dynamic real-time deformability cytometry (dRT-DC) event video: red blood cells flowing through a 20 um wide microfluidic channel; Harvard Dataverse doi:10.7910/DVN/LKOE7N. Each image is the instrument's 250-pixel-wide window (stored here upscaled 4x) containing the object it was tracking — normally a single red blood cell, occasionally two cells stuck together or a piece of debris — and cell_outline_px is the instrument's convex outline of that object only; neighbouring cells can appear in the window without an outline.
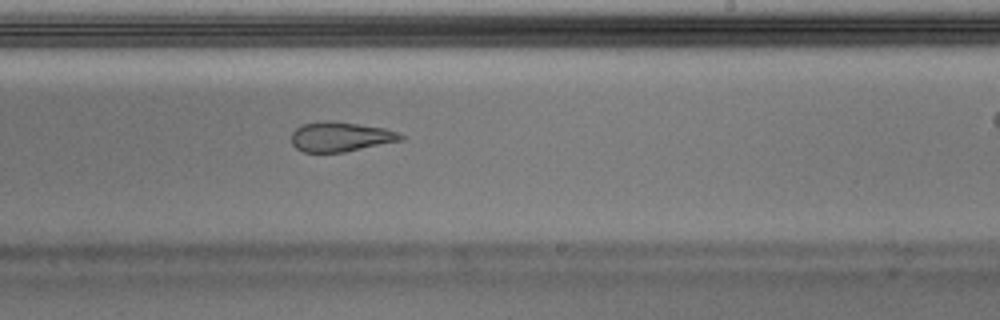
{"species": "Egyptian fruit bat (a non-hibernating species)", "species_latin": "Rousettus aegyptiacus", "temperature_condition": "warm", "stored_images_in_passage": 27, "camera_frame_rate_fps": 3000, "um_per_image_px": 0.085, "animal": {"sex": "male"}, "frame": {"image": 1, "passage_image": 16, "time_ms": 5.0, "image_size_px": [1000, 320], "cell_outline_px": [[404, 140], [344, 152], [304, 152], [296, 148], [292, 144], [292, 132], [296, 128], [304, 124], [324, 120], [328, 120], [384, 128], [396, 132], [404, 136]], "centroid_in_image_um": [28.94, 11.63], "position_along_channel_um": 260.1, "area_um2": 18.79}}